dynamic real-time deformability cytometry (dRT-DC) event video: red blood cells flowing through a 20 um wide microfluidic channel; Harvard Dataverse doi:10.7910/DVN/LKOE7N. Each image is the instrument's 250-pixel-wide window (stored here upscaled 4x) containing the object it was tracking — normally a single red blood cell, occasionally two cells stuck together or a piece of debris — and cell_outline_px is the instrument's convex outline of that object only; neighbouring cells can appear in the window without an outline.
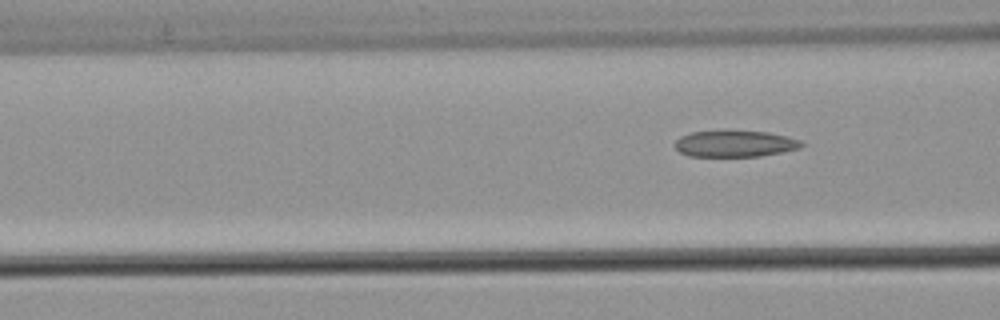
{"species": "common noctule bat (a hibernating species)", "species_latin": "Nyctalus noctula", "temperature_condition": "warm", "stored_images_in_passage": 5, "segment_of_instrument_passage": [2, 2], "camera_frame_rate_fps": 3000, "um_per_image_px": 0.085, "animal": {"sex": "male", "body_mass_g": 21.5, "forearm_length_mm": 52.0}, "frame": {"image": 1, "passage_image": 5, "time_ms": 1.333, "image_size_px": [1000, 320], "cell_outline_px": [[804, 144], [800, 148], [760, 156], [688, 156], [680, 152], [672, 144], [680, 136], [692, 132], [724, 128], [728, 128], [768, 132], [788, 136], [804, 140]], "centroid_in_image_um": [62.46, 12.16], "position_along_channel_um": 104.1, "area_um2": 20.4}}